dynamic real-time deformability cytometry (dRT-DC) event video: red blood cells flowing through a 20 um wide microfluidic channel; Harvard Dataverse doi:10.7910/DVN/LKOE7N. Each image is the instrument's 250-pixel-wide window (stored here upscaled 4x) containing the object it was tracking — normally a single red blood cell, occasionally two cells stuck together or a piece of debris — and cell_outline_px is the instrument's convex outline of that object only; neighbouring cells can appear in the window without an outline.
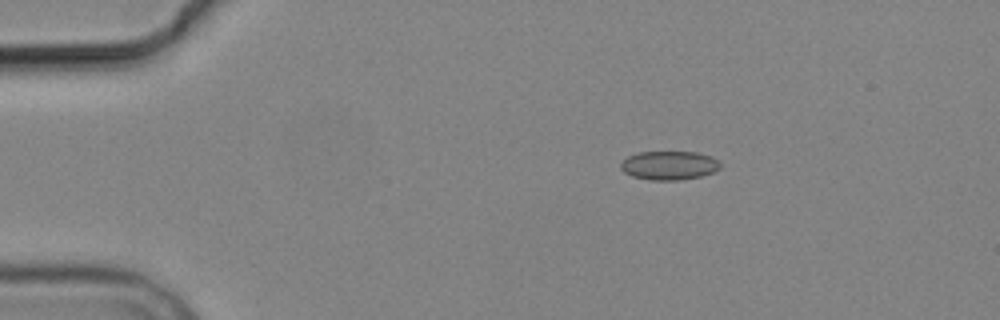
{"species": "common noctule bat (a hibernating species)", "species_latin": "Nyctalus noctula", "temperature_condition": "cold", "stored_images_in_passage": 6, "camera_frame_rate_fps": 3000, "um_per_image_px": 0.085, "animal": {"sex": "male", "body_mass_g": 19.2, "forearm_length_mm": 51.8}, "frame": {"image": 1, "passage_image": 3, "time_ms": 2.333, "image_size_px": [1000, 320], "cell_outline_px": [[720, 168], [712, 172], [700, 176], [680, 180], [652, 180], [632, 176], [624, 172], [620, 168], [620, 164], [628, 156], [636, 152], [696, 152], [712, 156], [720, 164]], "centroid_in_image_um": [56.85, 14.05], "position_along_channel_um": 28.1, "area_um2": 16.65}}